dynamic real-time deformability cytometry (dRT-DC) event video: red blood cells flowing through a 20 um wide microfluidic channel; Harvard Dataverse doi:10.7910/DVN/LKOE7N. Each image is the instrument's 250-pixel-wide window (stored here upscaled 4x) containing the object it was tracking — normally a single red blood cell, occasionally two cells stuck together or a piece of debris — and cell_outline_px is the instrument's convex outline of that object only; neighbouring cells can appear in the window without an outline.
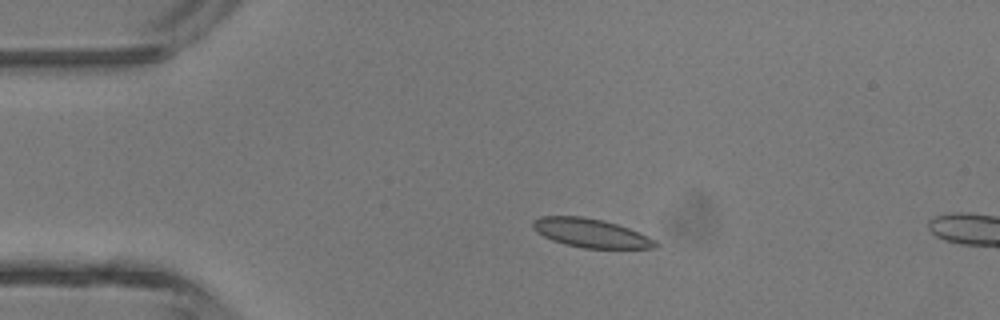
{"species": "common noctule bat (a hibernating species)", "species_latin": "Nyctalus noctula", "temperature_condition": "room temperature", "stored_images_in_passage": 3, "camera_frame_rate_fps": 3000, "um_per_image_px": 0.085, "animal": {"sex": "male", "body_mass_g": 13.3}, "frame": {"image": 1, "passage_image": 2, "time_ms": 1.333, "image_size_px": [1000, 320], "cell_outline_px": [[660, 248], [584, 248], [564, 244], [552, 240], [536, 232], [532, 228], [532, 220], [540, 216], [580, 216], [604, 220], [640, 232], [656, 240], [660, 244]], "centroid_in_image_um": [50.23, 19.81], "position_along_channel_um": 34.8, "area_um2": 20.75}}